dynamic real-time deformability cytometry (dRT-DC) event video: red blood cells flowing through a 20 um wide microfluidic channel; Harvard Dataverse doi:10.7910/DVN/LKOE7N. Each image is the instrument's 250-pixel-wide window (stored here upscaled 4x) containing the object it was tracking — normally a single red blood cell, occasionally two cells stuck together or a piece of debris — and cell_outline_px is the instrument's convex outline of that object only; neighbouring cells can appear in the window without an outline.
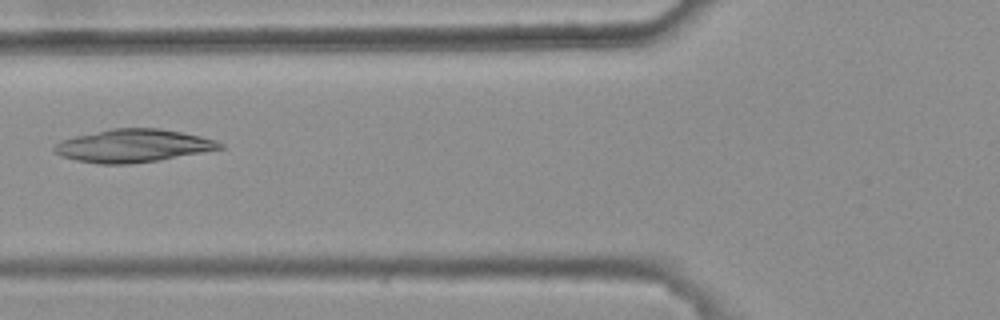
{"species": "common noctule bat (a hibernating species)", "species_latin": "Nyctalus noctula", "temperature_condition": "warm", "stored_images_in_passage": 5, "camera_frame_rate_fps": 3000, "um_per_image_px": 0.085, "animal": {"sex": "female", "body_mass_g": 25.1}, "frame": {"image": 1, "passage_image": 4, "time_ms": 1.0, "image_size_px": [1000, 320], "cell_outline_px": [[224, 148], [204, 152], [160, 160], [128, 164], [100, 164], [76, 160], [64, 156], [56, 152], [52, 148], [60, 140], [76, 136], [112, 128], [160, 128], [200, 136], [216, 140], [224, 144]], "centroid_in_image_um": [11.35, 12.39], "position_along_channel_um": 114.5, "area_um2": 31.62}}
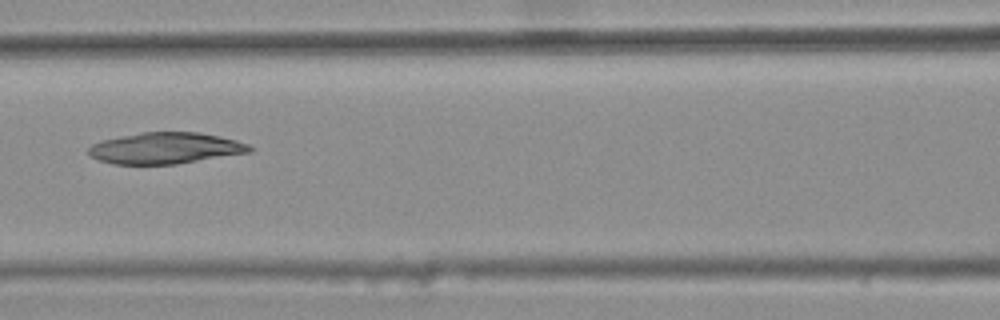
{"frame": {"image": 2, "passage_image": 5, "time_ms": 1.333, "image_size_px": [1000, 320], "cell_outline_px": [[252, 152], [176, 164], [112, 164], [100, 160], [92, 156], [88, 152], [88, 148], [92, 144], [100, 140], [140, 132], [200, 132], [220, 136], [236, 140], [248, 144], [252, 148]], "centroid_in_image_um": [14.06, 12.59], "position_along_channel_um": 152.5, "area_um2": 29.42}}